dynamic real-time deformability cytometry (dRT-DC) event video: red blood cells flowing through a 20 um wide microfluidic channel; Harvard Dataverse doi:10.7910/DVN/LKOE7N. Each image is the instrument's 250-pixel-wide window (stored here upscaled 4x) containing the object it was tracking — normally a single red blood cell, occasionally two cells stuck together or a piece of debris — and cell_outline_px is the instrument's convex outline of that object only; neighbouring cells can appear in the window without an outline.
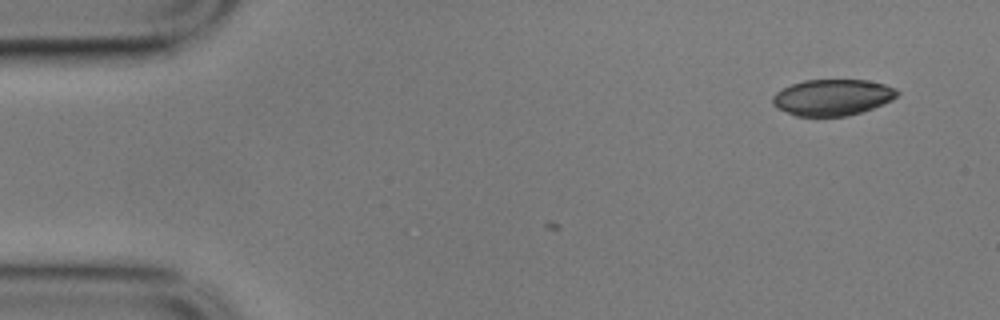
{"species": "common noctule bat (a hibernating species)", "species_latin": "Nyctalus noctula", "temperature_condition": "cold", "stored_images_in_passage": 5, "camera_frame_rate_fps": 3000, "um_per_image_px": 0.085, "animal": {"sex": "male", "body_mass_g": 17.9}, "frame": {"image": 1, "passage_image": 5, "time_ms": 1.333, "image_size_px": [1000, 320], "cell_outline_px": [[900, 92], [892, 100], [884, 104], [848, 116], [796, 116], [776, 108], [772, 104], [772, 96], [776, 92], [792, 84], [804, 80], [868, 80], [884, 84], [896, 88]], "centroid_in_image_um": [70.76, 8.27], "position_along_channel_um": 14.2, "area_um2": 26.36}}